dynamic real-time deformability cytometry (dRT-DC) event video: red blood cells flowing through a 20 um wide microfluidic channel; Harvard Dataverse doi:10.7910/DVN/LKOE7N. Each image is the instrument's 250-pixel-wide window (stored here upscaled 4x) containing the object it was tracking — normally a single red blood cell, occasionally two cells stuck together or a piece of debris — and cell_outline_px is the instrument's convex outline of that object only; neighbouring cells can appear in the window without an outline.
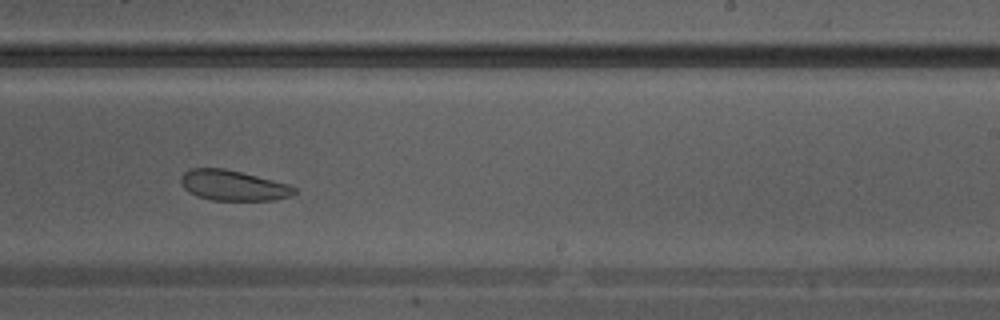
{"species": "Egyptian fruit bat (a non-hibernating species)", "species_latin": "Rousettus aegyptiacus", "temperature_condition": "warm", "stored_images_in_passage": 26, "camera_frame_rate_fps": 3000, "um_per_image_px": 0.085, "animal": {"sex": "male"}, "frame": {"image": 1, "passage_image": 15, "time_ms": 4.667, "image_size_px": [1000, 320], "cell_outline_px": [[296, 192], [292, 196], [276, 200], [212, 200], [196, 196], [188, 192], [180, 184], [180, 176], [184, 172], [192, 168], [224, 168], [288, 184], [296, 188]], "centroid_in_image_um": [19.78, 15.77], "position_along_channel_um": 269.2, "area_um2": 20.11}}